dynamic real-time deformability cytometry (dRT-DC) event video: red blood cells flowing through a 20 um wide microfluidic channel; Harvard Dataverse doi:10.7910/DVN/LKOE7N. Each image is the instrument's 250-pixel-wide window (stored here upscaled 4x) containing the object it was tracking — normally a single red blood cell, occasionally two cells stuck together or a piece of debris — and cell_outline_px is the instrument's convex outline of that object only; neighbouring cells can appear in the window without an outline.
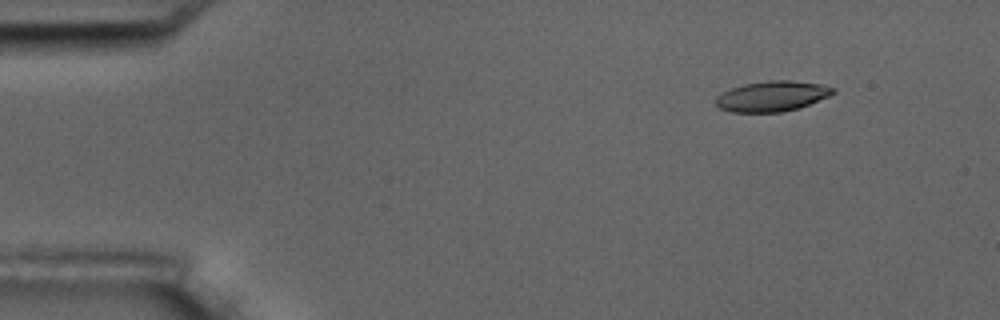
{"species": "common noctule bat (a hibernating species)", "species_latin": "Nyctalus noctula", "temperature_condition": "room temperature", "stored_images_in_passage": 5, "camera_frame_rate_fps": 3000, "um_per_image_px": 0.085, "animal": {"sex": "male", "body_mass_g": 17.5, "forearm_length_mm": 52.3}, "frame": {"image": 1, "passage_image": 2, "time_ms": 1.333, "image_size_px": [1000, 320], "cell_outline_px": [[836, 92], [828, 96], [800, 108], [780, 112], [732, 112], [720, 108], [716, 104], [716, 96], [732, 88], [744, 84], [768, 80], [788, 80], [824, 84], [836, 88]], "centroid_in_image_um": [65.66, 8.17], "position_along_channel_um": 19.3, "area_um2": 20.75}}
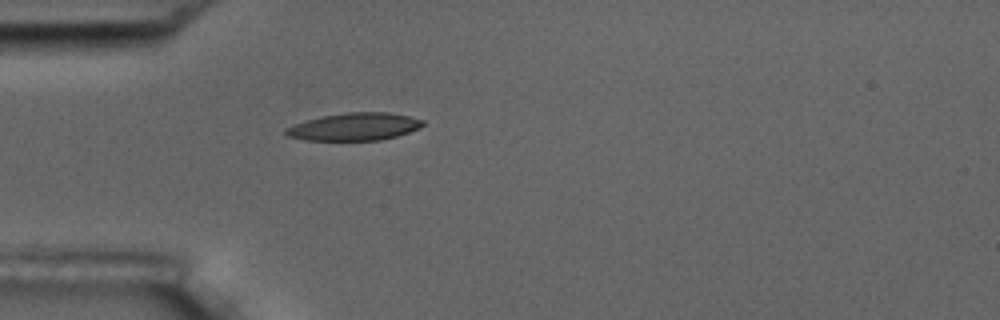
{"frame": {"image": 2, "passage_image": 5, "time_ms": 4.667, "image_size_px": [1000, 320], "cell_outline_px": [[424, 124], [420, 128], [396, 136], [380, 140], [304, 140], [288, 136], [284, 132], [284, 128], [308, 120], [324, 116], [348, 112], [388, 112], [408, 116], [424, 120]], "centroid_in_image_um": [30.14, 10.77], "position_along_channel_um": 54.9, "area_um2": 21.79}}